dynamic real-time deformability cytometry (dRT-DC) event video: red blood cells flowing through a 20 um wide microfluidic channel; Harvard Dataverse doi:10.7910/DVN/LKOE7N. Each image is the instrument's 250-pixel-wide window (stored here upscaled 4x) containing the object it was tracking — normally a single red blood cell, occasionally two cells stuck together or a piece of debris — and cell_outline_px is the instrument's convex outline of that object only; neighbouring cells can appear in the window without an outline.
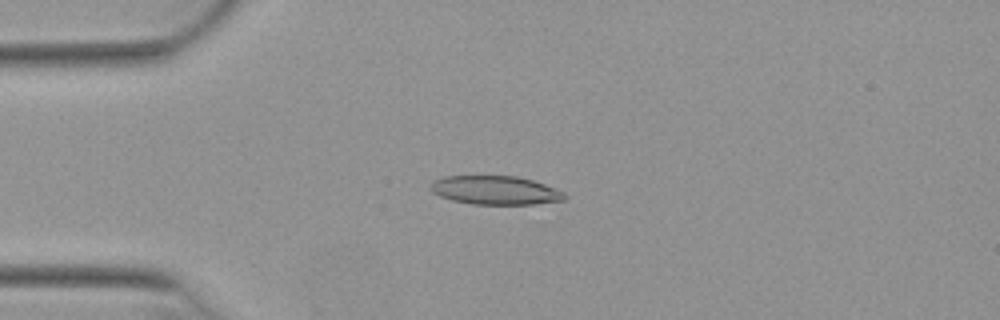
{"species": "Egyptian fruit bat (a non-hibernating species)", "species_latin": "Rousettus aegyptiacus", "temperature_condition": "warm", "stored_images_in_passage": 52, "camera_frame_rate_fps": 3000, "um_per_image_px": 0.085, "animal": {"sex": "female"}, "frame": {"image": 1, "passage_image": 13, "time_ms": 4.0, "image_size_px": [1000, 320], "cell_outline_px": [[568, 196], [564, 200], [532, 204], [472, 204], [452, 200], [440, 196], [432, 192], [432, 184], [436, 180], [444, 176], [516, 176], [532, 180], [544, 184], [564, 192]], "centroid_in_image_um": [42.13, 16.17], "position_along_channel_um": 42.9, "area_um2": 22.2}}
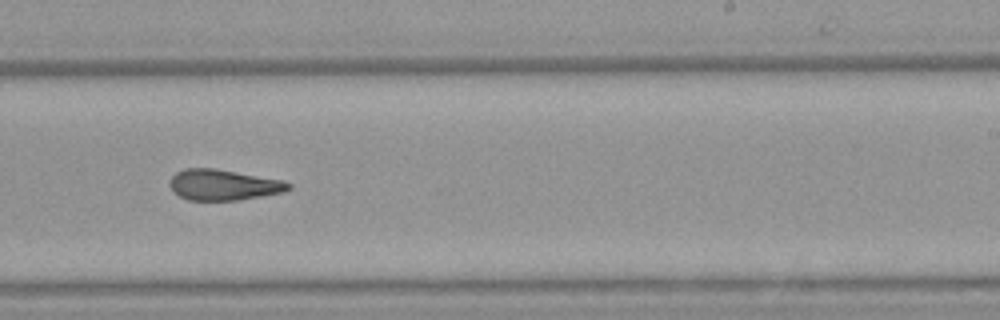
{"frame": {"image": 2, "passage_image": 32, "time_ms": 10.333, "image_size_px": [1000, 320], "cell_outline_px": [[292, 188], [284, 192], [240, 200], [188, 200], [172, 192], [168, 184], [172, 176], [176, 172], [184, 168], [216, 168], [284, 180], [292, 184]], "centroid_in_image_um": [18.99, 15.71], "position_along_channel_um": 270.0, "area_um2": 21.62}}
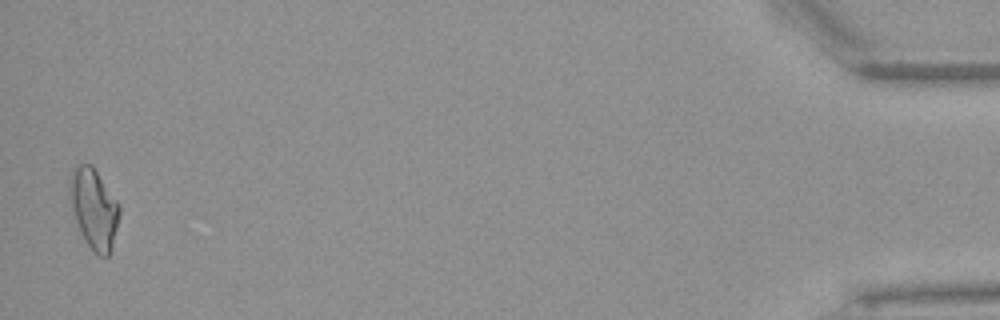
{"frame": {"image": 3, "passage_image": 51, "time_ms": 16.667, "image_size_px": [1000, 320], "cell_outline_px": [[120, 212], [112, 248], [108, 256], [100, 256], [92, 252], [84, 240], [80, 232], [68, 196], [68, 176], [72, 168], [80, 164], [92, 164], [120, 204]], "centroid_in_image_um": [7.96, 17.71], "position_along_channel_um": 427.2, "area_um2": 23.64}, "authors_computed_cell_mechanics": {"area_um2": 21.964, "velocity_mm_per_s": 3.9405, "shape_relaxation_time_tau1_ms": null, "shape_relaxation_time_tau2_ms": 4.4063, "deformation_change_tau1": null, "deformation_change_tau2": 0.1528}}